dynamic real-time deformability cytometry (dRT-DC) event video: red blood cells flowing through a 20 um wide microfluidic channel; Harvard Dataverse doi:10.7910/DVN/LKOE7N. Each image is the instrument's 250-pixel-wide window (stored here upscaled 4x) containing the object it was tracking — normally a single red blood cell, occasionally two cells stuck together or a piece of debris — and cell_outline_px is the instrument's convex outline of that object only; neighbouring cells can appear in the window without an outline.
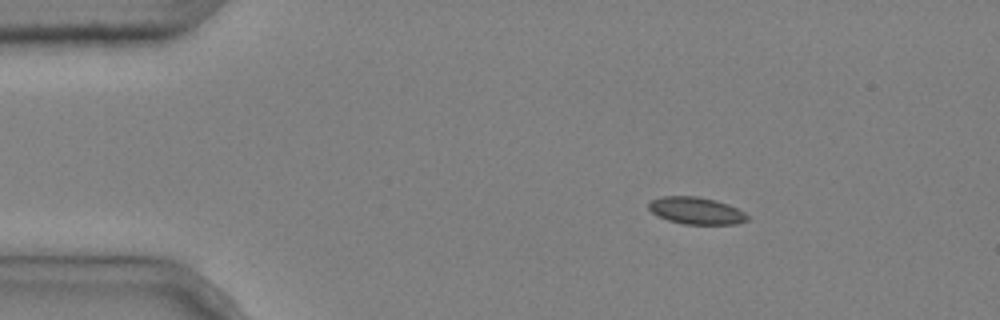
{"species": "common noctule bat (a hibernating species)", "species_latin": "Nyctalus noctula", "temperature_condition": "cold", "stored_images_in_passage": 2, "camera_frame_rate_fps": 3000, "um_per_image_px": 0.085, "animal": {"sex": "male", "body_mass_g": 20.4}, "frame": {"image": 1, "passage_image": 1, "time_ms": 0.0, "image_size_px": [1000, 320], "cell_outline_px": [[748, 220], [736, 224], [684, 224], [668, 220], [652, 212], [648, 208], [648, 204], [652, 200], [664, 196], [696, 196], [716, 200], [728, 204], [744, 212], [748, 216]], "centroid_in_image_um": [59.19, 17.9], "position_along_channel_um": 25.8, "area_um2": 15.43}}